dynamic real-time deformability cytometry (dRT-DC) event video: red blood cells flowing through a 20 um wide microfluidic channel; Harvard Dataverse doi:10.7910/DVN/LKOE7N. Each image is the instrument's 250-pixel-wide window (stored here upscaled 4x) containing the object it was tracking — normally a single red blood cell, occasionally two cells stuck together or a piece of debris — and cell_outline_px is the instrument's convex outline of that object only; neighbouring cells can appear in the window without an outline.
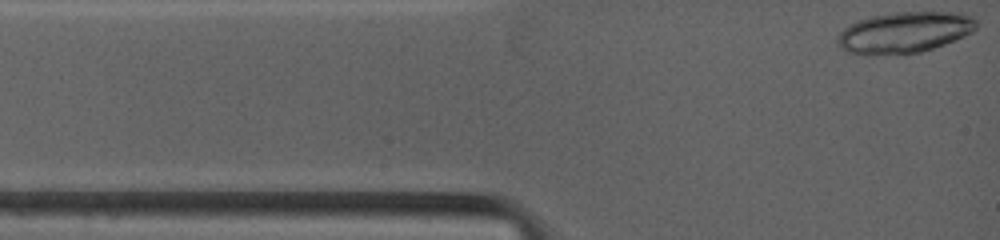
{"species": "common noctule bat (a hibernating species)", "species_latin": "Nyctalus noctula", "temperature_condition": "warm", "stored_images_in_passage": 12, "camera_frame_rate_fps": 4500, "um_per_image_px": 0.085, "animal": {"sex": "female", "body_mass_g": 19.0, "forearm_length_mm": 53.3}, "frame": {"image": 1, "passage_image": 1, "time_ms": 0.0, "image_size_px": [1000, 240], "cell_outline_px": [[976, 28], [972, 32], [964, 36], [944, 44], [920, 52], [868, 56], [848, 52], [840, 48], [836, 44], [836, 36], [844, 28], [860, 20], [872, 16], [896, 12], [960, 12], [972, 16], [976, 20]], "centroid_in_image_um": [76.85, 2.76], "position_along_channel_um": 8.2, "area_um2": 33.35}}